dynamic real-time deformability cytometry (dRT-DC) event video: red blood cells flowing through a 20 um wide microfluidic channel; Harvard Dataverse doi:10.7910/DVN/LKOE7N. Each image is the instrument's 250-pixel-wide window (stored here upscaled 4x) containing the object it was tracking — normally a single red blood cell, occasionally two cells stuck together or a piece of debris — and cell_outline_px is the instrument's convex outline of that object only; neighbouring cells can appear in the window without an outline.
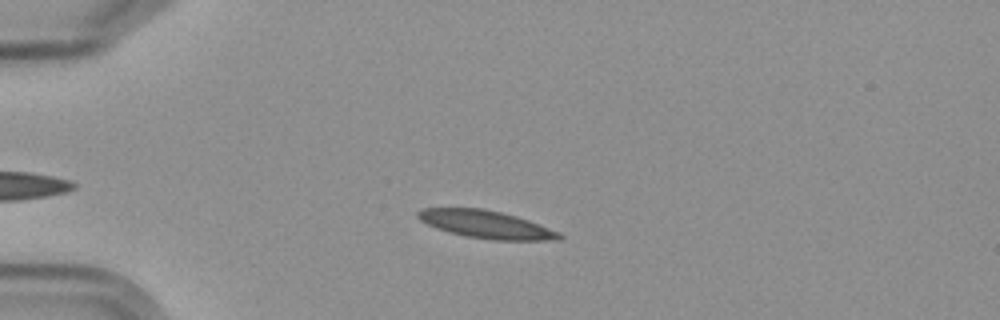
{"species": "Egyptian fruit bat (a non-hibernating species)", "species_latin": "Rousettus aegyptiacus", "temperature_condition": "cold", "stored_images_in_passage": 3, "camera_frame_rate_fps": 3000, "um_per_image_px": 0.085, "frame": {"image": 1, "passage_image": 3, "time_ms": 2.333, "image_size_px": [1000, 320], "cell_outline_px": [[564, 236], [560, 240], [492, 240], [464, 236], [448, 232], [436, 228], [420, 220], [416, 216], [416, 212], [424, 208], [480, 208], [500, 212], [516, 216], [528, 220], [560, 232]], "centroid_in_image_um": [41.32, 19.08], "position_along_channel_um": 43.7, "area_um2": 22.83}}